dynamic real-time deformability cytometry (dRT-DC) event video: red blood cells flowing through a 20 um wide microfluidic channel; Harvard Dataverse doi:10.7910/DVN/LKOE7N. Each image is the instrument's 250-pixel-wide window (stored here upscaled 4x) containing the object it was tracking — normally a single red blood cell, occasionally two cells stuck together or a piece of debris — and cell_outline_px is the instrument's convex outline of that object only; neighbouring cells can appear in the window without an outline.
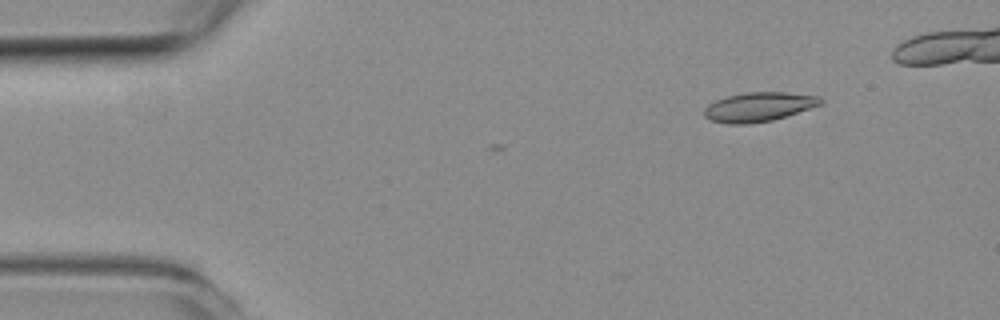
{"species": "common noctule bat (a hibernating species)", "species_latin": "Nyctalus noctula", "temperature_condition": "room temperature", "stored_images_in_passage": 3, "camera_frame_rate_fps": 3000, "um_per_image_px": 0.085, "animal": {"sex": "female", "body_mass_g": 19.3, "forearm_length_mm": 54.1}, "frame": {"image": 1, "passage_image": 1, "time_ms": 0.0, "image_size_px": [1000, 320], "cell_outline_px": [[824, 100], [820, 104], [772, 120], [748, 124], [728, 124], [708, 120], [704, 116], [704, 108], [708, 104], [716, 100], [728, 96], [744, 92], [784, 92], [820, 96]], "centroid_in_image_um": [64.43, 9.08], "position_along_channel_um": 20.6, "area_um2": 19.71}}